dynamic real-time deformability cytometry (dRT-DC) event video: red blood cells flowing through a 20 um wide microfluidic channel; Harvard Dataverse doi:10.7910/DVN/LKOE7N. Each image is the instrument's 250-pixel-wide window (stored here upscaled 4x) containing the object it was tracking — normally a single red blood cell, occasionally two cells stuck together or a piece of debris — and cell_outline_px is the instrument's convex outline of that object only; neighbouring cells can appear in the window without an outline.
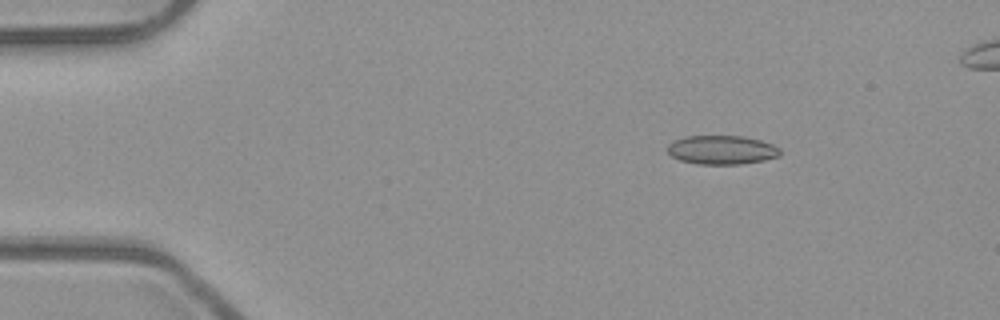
{"species": "common noctule bat (a hibernating species)", "species_latin": "Nyctalus noctula", "temperature_condition": "room temperature", "stored_images_in_passage": 6, "camera_frame_rate_fps": 3000, "um_per_image_px": 0.085, "animal": {"sex": "male", "body_mass_g": 23.1, "forearm_length_mm": 52.7}, "frame": {"image": 1, "passage_image": 3, "time_ms": 0.667, "image_size_px": [1000, 320], "cell_outline_px": [[780, 156], [764, 160], [740, 164], [700, 164], [680, 160], [672, 156], [668, 152], [668, 144], [672, 140], [684, 136], [740, 136], [760, 140], [772, 144], [780, 148]], "centroid_in_image_um": [61.34, 12.73], "position_along_channel_um": 23.7, "area_um2": 18.96}}